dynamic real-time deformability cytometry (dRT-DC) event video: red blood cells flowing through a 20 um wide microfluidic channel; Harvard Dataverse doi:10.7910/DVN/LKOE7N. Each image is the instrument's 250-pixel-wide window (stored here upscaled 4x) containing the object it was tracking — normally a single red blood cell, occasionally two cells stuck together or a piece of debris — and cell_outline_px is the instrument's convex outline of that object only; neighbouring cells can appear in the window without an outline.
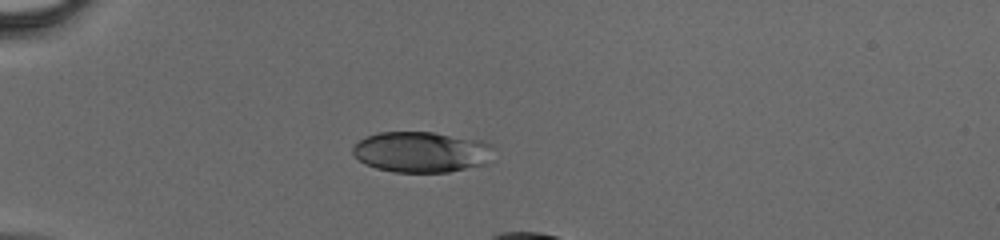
{"species": "human", "species_latin": "Homo sapiens", "temperature_condition": "cold", "stored_images_in_passage": 7, "camera_frame_rate_fps": 3000, "um_per_image_px": 0.085, "donor": {"sex": "male"}, "frame": {"image": 1, "passage_image": 1, "time_ms": 0.0, "image_size_px": [1000, 240], "cell_outline_px": [[492, 148], [488, 164], [448, 172], [392, 172], [376, 168], [364, 164], [352, 152], [352, 148], [360, 140], [368, 136], [380, 132], [432, 132], [480, 140], [492, 144]], "centroid_in_image_um": [35.83, 12.93], "position_along_channel_um": 49.2, "area_um2": 33.41}}
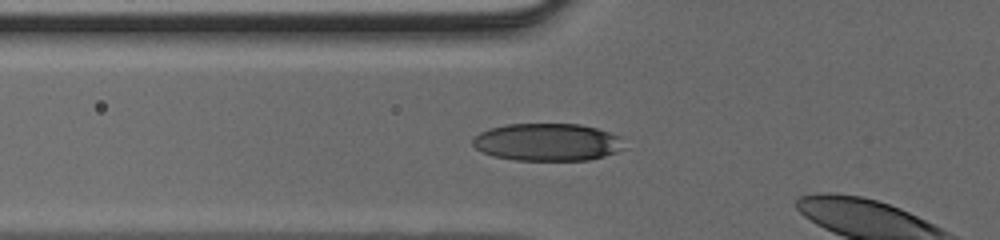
{"frame": {"image": 2, "passage_image": 5, "time_ms": 1.333, "image_size_px": [1000, 240], "cell_outline_px": [[624, 148], [616, 152], [604, 156], [588, 160], [516, 160], [492, 156], [476, 148], [472, 144], [472, 140], [480, 132], [488, 128], [508, 124], [580, 124], [596, 128], [620, 136]], "centroid_in_image_um": [46.51, 12.08], "position_along_channel_um": 79.3, "area_um2": 33.06}}